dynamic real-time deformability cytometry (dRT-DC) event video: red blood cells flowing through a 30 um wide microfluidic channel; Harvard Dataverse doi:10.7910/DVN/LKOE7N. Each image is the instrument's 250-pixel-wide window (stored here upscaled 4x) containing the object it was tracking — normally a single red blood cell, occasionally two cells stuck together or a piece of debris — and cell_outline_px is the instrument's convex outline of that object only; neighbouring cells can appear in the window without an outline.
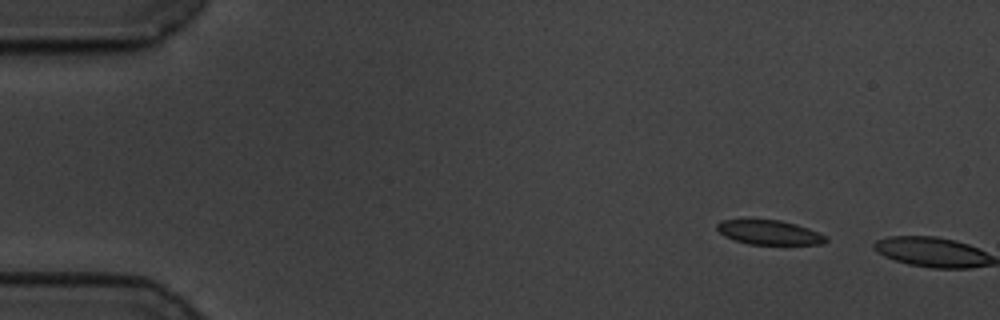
{"species": "common noctule bat (a hibernating species)", "species_latin": "Nyctalus noctula", "temperature_condition": "cold", "stored_images_in_passage": 2, "camera_frame_rate_fps": 3000, "um_per_image_px": 0.085, "animal": {"sex": "male", "body_mass_g": 19.5, "forearm_length_mm": 54.6}, "frame": {"image": 1, "passage_image": 1, "time_ms": 0.0, "image_size_px": [1000, 320], "cell_outline_px": [[828, 240], [824, 244], [748, 244], [724, 236], [716, 228], [716, 224], [720, 220], [752, 216], [780, 220], [796, 224], [808, 228], [828, 236]], "centroid_in_image_um": [65.33, 19.69], "position_along_channel_um": 19.7, "area_um2": 16.3}}